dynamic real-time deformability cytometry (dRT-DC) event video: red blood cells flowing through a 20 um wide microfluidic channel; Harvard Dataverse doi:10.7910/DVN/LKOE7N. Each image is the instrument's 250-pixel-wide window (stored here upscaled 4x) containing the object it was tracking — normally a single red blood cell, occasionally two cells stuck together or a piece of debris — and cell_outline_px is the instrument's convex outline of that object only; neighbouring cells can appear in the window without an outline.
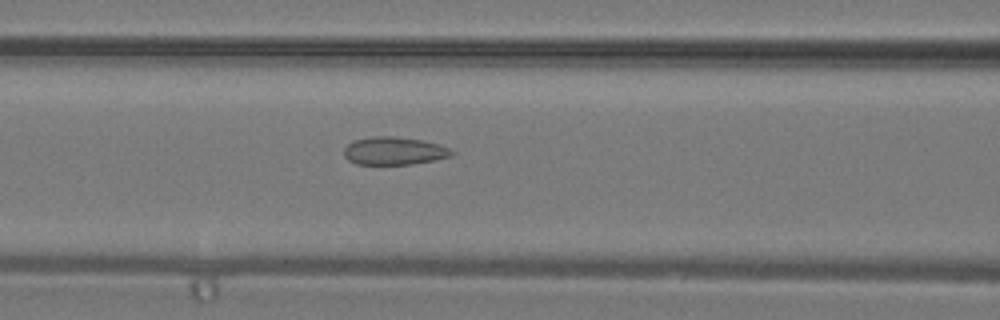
{"species": "common noctule bat (a hibernating species)", "species_latin": "Nyctalus noctula", "temperature_condition": "warm", "stored_images_in_passage": 15, "camera_frame_rate_fps": 3000, "um_per_image_px": 0.085, "animal": {"sex": "male", "body_mass_g": 19.2, "forearm_length_mm": 51.8}, "frame": {"image": 1, "passage_image": 9, "time_ms": 2.667, "image_size_px": [1000, 320], "cell_outline_px": [[456, 152], [452, 156], [412, 164], [356, 164], [348, 160], [344, 156], [344, 148], [352, 140], [372, 136], [392, 136], [420, 140], [440, 144]], "centroid_in_image_um": [33.48, 12.82], "position_along_channel_um": 133.1, "area_um2": 17.51}}
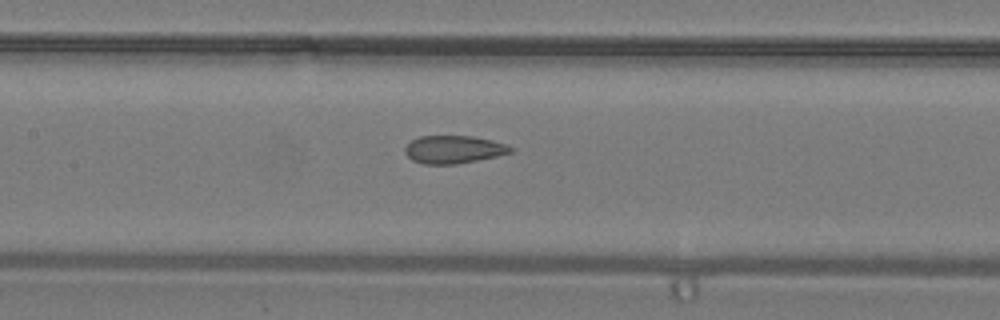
{"frame": {"image": 2, "passage_image": 11, "time_ms": 3.333, "image_size_px": [1000, 320], "cell_outline_px": [[516, 148], [512, 152], [496, 156], [456, 164], [424, 164], [412, 160], [404, 152], [404, 148], [412, 140], [420, 136], [472, 136], [492, 140], [508, 144]], "centroid_in_image_um": [38.59, 12.7], "position_along_channel_um": 168.8, "area_um2": 17.17}}
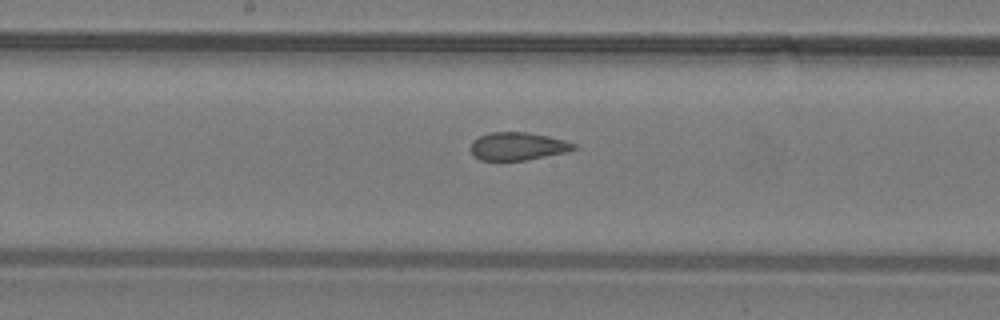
{"frame": {"image": 3, "passage_image": 13, "time_ms": 4.0, "image_size_px": [1000, 320], "cell_outline_px": [[576, 148], [568, 152], [524, 160], [480, 160], [472, 156], [472, 140], [480, 136], [492, 132], [528, 132], [548, 136], [564, 140], [576, 144]], "centroid_in_image_um": [44.01, 12.43], "position_along_channel_um": 204.2, "area_um2": 16.7}}